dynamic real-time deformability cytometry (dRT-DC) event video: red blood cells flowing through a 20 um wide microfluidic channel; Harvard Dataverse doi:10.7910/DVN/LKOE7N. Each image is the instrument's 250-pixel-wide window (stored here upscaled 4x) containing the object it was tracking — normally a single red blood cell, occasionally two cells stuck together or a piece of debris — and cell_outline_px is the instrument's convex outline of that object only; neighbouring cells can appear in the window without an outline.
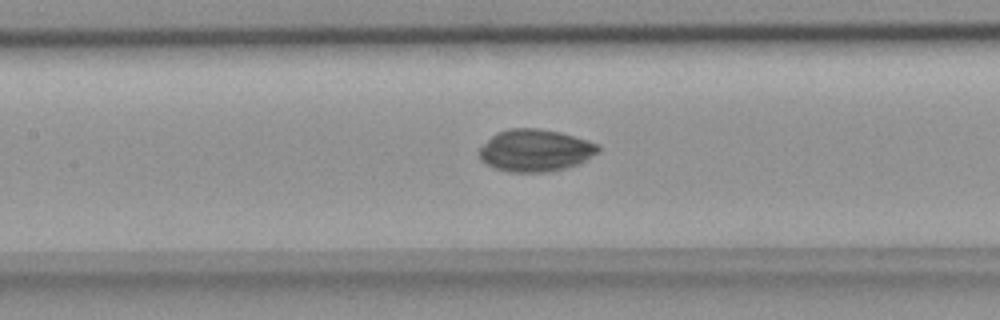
{"species": "common noctule bat (a hibernating species)", "species_latin": "Nyctalus noctula", "temperature_condition": "room temperature", "stored_images_in_passage": 38, "camera_frame_rate_fps": 3000, "um_per_image_px": 0.085, "animal": {"sex": "female", "body_mass_g": 18.4}, "frame": {"image": 1, "passage_image": 14, "time_ms": 4.333, "image_size_px": [1000, 320], "cell_outline_px": [[600, 152], [580, 164], [548, 172], [508, 172], [496, 168], [480, 160], [476, 152], [496, 132], [508, 128], [536, 128], [560, 132], [588, 140], [600, 144]], "centroid_in_image_um": [45.52, 12.78], "position_along_channel_um": 161.9, "area_um2": 29.54}}
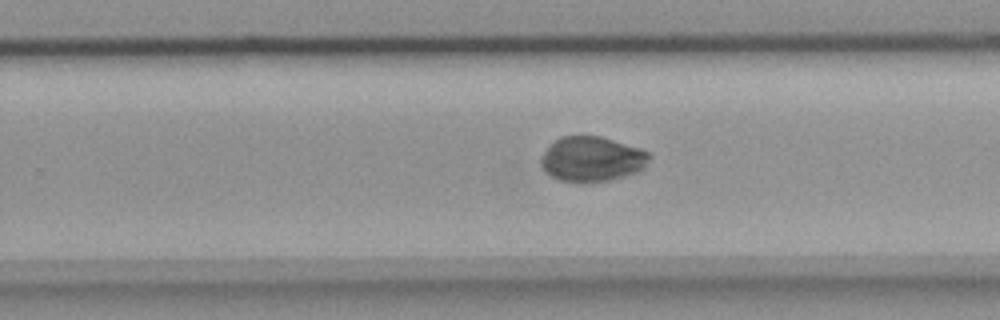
{"frame": {"image": 2, "passage_image": 23, "time_ms": 7.333, "image_size_px": [1000, 320], "cell_outline_px": [[652, 156], [644, 168], [636, 172], [624, 176], [608, 180], [584, 184], [560, 180], [552, 176], [540, 164], [540, 156], [560, 136], [600, 136], [640, 148], [652, 152]], "centroid_in_image_um": [50.35, 13.53], "position_along_channel_um": 279.5, "area_um2": 28.55}}
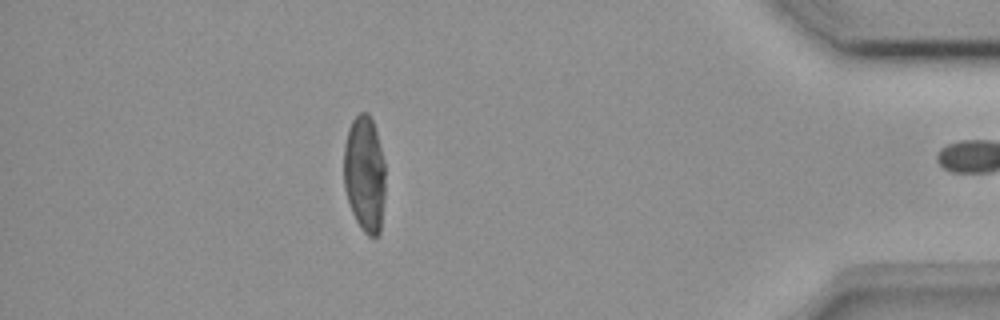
{"frame": {"image": 3, "passage_image": 36, "time_ms": 11.667, "image_size_px": [1000, 320], "cell_outline_px": [[384, 196], [380, 232], [376, 236], [368, 236], [360, 228], [352, 212], [344, 188], [344, 144], [348, 128], [352, 120], [360, 112], [368, 112], [372, 120], [376, 132], [384, 160]], "centroid_in_image_um": [30.98, 14.78], "position_along_channel_um": 404.2, "area_um2": 28.15}, "authors_computed_cell_mechanics": {"area_um2": 29.0734, "velocity_mm_per_s": 3.9386, "shape_relaxation_time_tau1_ms": null, "shape_relaxation_time_tau2_ms": 1.0426, "deformation_change_tau1": null, "deformation_change_tau2": 0.0236}}